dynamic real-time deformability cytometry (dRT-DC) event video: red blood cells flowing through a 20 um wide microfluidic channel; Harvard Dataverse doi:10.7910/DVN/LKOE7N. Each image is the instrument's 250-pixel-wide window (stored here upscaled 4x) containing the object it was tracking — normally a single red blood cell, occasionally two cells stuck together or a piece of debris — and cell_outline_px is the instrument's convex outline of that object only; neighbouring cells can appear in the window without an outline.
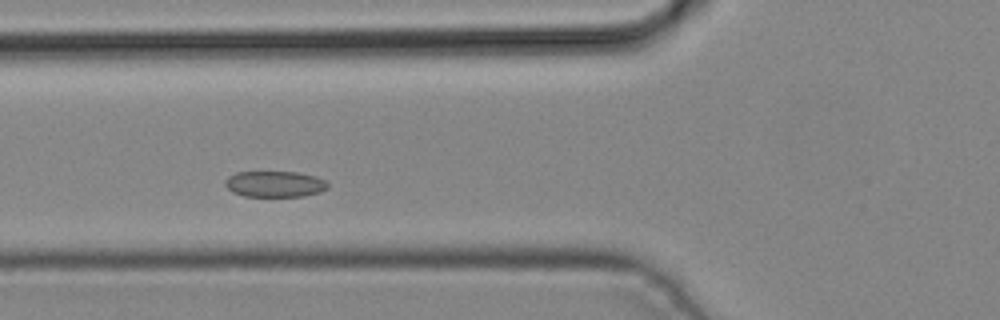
{"species": "common noctule bat (a hibernating species)", "species_latin": "Nyctalus noctula", "temperature_condition": "cold", "stored_images_in_passage": 4, "camera_frame_rate_fps": 3000, "um_per_image_px": 0.085, "animal": {"sex": "male", "body_mass_g": 19.2, "forearm_length_mm": 51.8}, "frame": {"image": 1, "passage_image": 3, "time_ms": 0.667, "image_size_px": [1000, 320], "cell_outline_px": [[328, 188], [320, 192], [304, 196], [244, 196], [232, 192], [224, 184], [224, 180], [228, 176], [236, 172], [296, 172], [316, 176], [324, 180], [328, 184]], "centroid_in_image_um": [23.34, 15.64], "position_along_channel_um": 102.5, "area_um2": 15.61}}
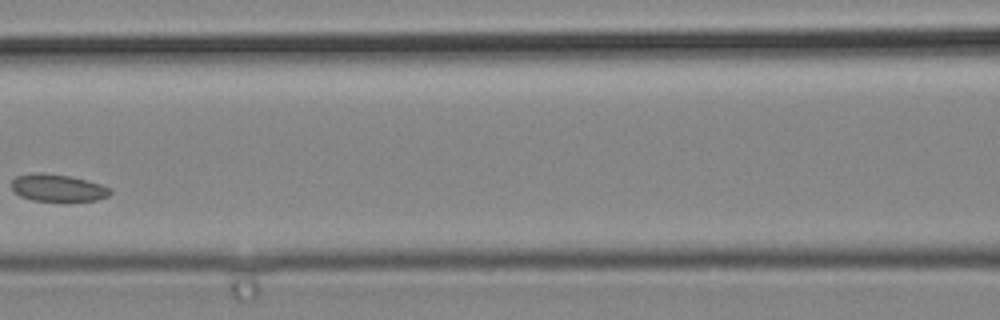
{"frame": {"image": 2, "passage_image": 4, "time_ms": 1.0, "image_size_px": [1000, 320], "cell_outline_px": [[112, 192], [108, 196], [96, 200], [32, 200], [20, 196], [12, 188], [12, 180], [16, 176], [32, 172], [44, 172], [72, 176], [100, 184], [112, 188]], "centroid_in_image_um": [4.91, 15.94], "position_along_channel_um": 161.7, "area_um2": 15.61}}